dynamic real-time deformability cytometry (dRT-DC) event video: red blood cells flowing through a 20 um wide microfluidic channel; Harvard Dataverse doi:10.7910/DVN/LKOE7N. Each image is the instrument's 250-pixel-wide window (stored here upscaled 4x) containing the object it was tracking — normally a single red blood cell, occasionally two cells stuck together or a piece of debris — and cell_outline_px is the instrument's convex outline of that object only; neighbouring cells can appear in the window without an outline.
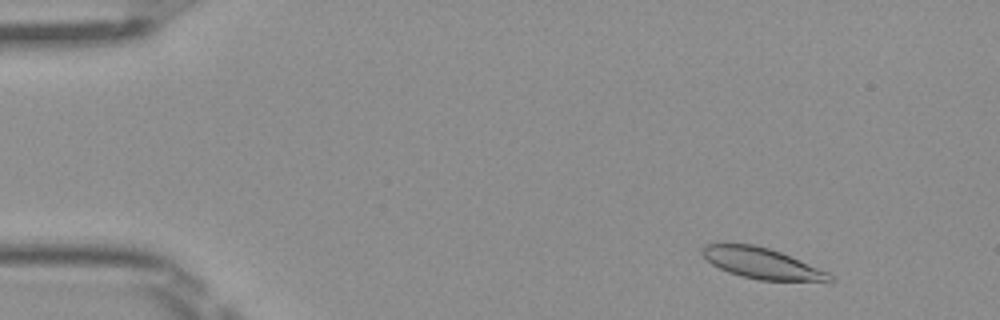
{"species": "Egyptian fruit bat (a non-hibernating species)", "species_latin": "Rousettus aegyptiacus", "temperature_condition": "room temperature", "stored_images_in_passage": 50, "camera_frame_rate_fps": 3000, "um_per_image_px": 0.085, "frame": {"image": 1, "passage_image": 5, "time_ms": 1.333, "image_size_px": [1000, 320], "cell_outline_px": [[836, 280], [760, 280], [728, 272], [712, 264], [700, 252], [700, 248], [704, 244], [752, 244], [768, 248], [780, 252], [828, 272], [836, 276]], "centroid_in_image_um": [64.72, 22.36], "position_along_channel_um": 20.3, "area_um2": 22.37}}
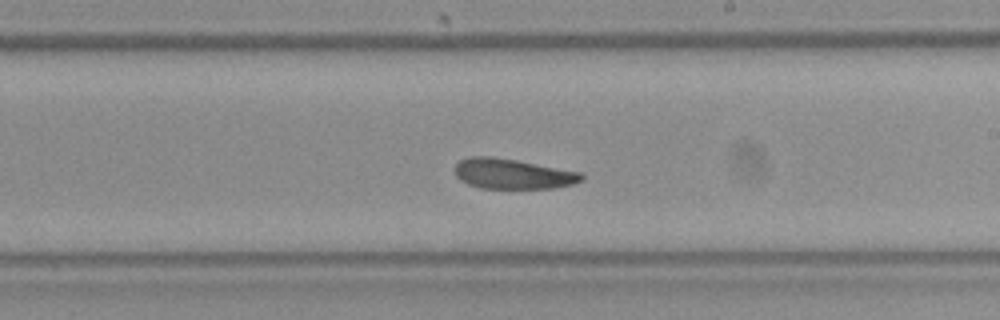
{"frame": {"image": 2, "passage_image": 29, "time_ms": 9.333, "image_size_px": [1000, 320], "cell_outline_px": [[584, 180], [572, 184], [552, 188], [480, 188], [468, 184], [460, 180], [456, 176], [456, 164], [460, 160], [472, 156], [492, 156], [516, 160], [584, 172]], "centroid_in_image_um": [43.62, 14.77], "position_along_channel_um": 245.4, "area_um2": 22.37}}
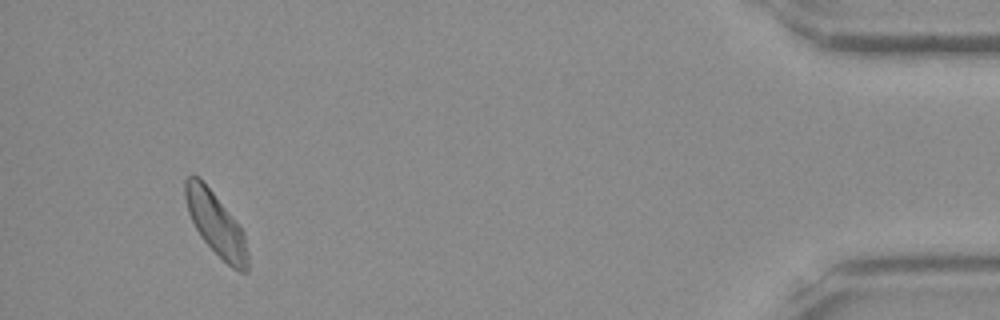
{"frame": {"image": 3, "passage_image": 47, "time_ms": 15.333, "image_size_px": [1000, 320], "cell_outline_px": [[248, 272], [240, 272], [232, 268], [200, 236], [188, 212], [184, 196], [184, 180], [192, 172], [200, 176], [244, 232], [248, 252]], "centroid_in_image_um": [18.33, 18.99], "position_along_channel_um": 416.9, "area_um2": 22.83}, "authors_computed_cell_mechanics": {"area_um2": 23.2067, "velocity_mm_per_s": 4.0027, "shape_relaxation_time_tau1_ms": 4.9814, "shape_relaxation_time_tau2_ms": 4.124, "deformation_change_tau1": 0.1162, "deformation_change_tau2": 0.1157}}